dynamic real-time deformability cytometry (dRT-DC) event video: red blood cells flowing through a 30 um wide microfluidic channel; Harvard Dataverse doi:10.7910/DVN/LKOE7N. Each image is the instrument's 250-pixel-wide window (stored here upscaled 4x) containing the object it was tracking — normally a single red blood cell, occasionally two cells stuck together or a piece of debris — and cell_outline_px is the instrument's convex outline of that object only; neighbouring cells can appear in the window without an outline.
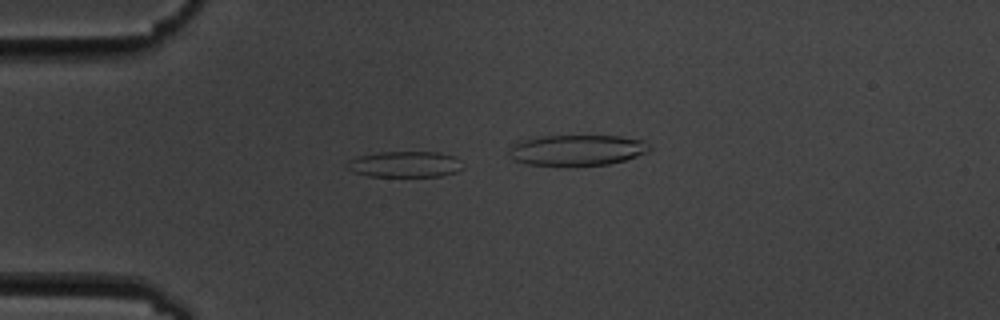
{"species": "common noctule bat (a hibernating species)", "species_latin": "Nyctalus noctula", "temperature_condition": "cold", "stored_images_in_passage": 6, "camera_frame_rate_fps": 3000, "um_per_image_px": 0.085, "animal": {"sex": "male", "body_mass_g": 19.5, "forearm_length_mm": 54.6}, "frame": {"image": 1, "passage_image": 1, "time_ms": 0.0, "image_size_px": [1000, 320], "cell_outline_px": [[464, 168], [456, 172], [440, 176], [368, 176], [352, 172], [344, 168], [348, 160], [360, 156], [380, 152], [440, 152], [452, 156], [460, 160], [464, 164]], "centroid_in_image_um": [34.41, 13.97], "position_along_channel_um": 50.6, "area_um2": 17.69}}
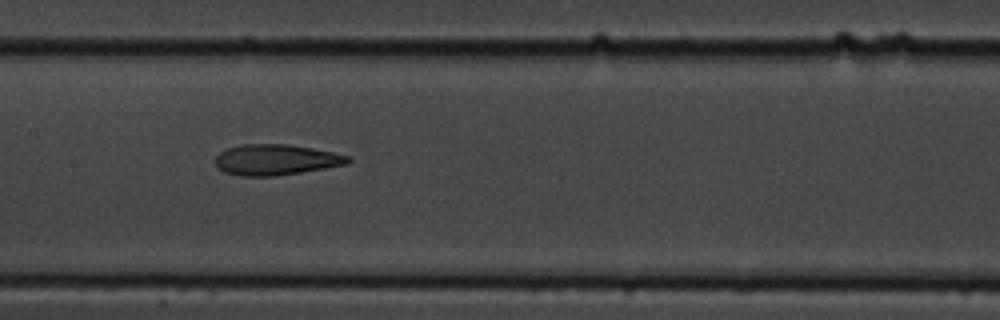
{"frame": {"image": 2, "passage_image": 5, "time_ms": 5.333, "image_size_px": [1000, 320], "cell_outline_px": [[352, 160], [348, 164], [276, 176], [240, 176], [224, 172], [216, 168], [212, 160], [220, 152], [228, 148], [240, 144], [288, 144], [312, 148], [352, 156]], "centroid_in_image_um": [23.41, 13.58], "position_along_channel_um": 184.0, "area_um2": 24.04}}
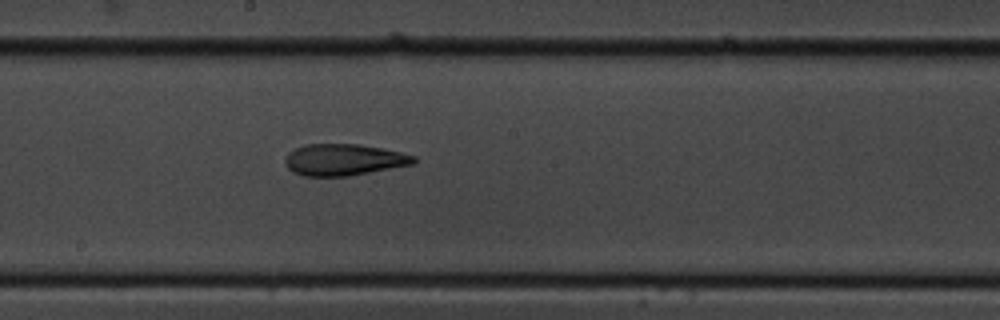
{"frame": {"image": 3, "passage_image": 6, "time_ms": 6.333, "image_size_px": [1000, 320], "cell_outline_px": [[416, 160], [412, 164], [348, 176], [304, 176], [292, 172], [284, 164], [284, 160], [288, 152], [304, 144], [360, 144], [384, 148], [416, 156]], "centroid_in_image_um": [29.18, 13.57], "position_along_channel_um": 219.0, "area_um2": 23.7}}